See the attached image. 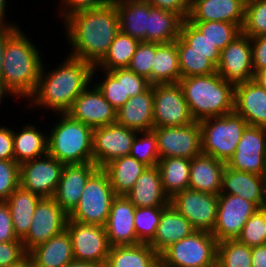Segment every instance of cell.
I'll use <instances>...</instances> for the list:
<instances>
[{"instance_id":"cell-28","label":"cell","mask_w":266,"mask_h":267,"mask_svg":"<svg viewBox=\"0 0 266 267\" xmlns=\"http://www.w3.org/2000/svg\"><path fill=\"white\" fill-rule=\"evenodd\" d=\"M33 267H63L74 259L71 236L67 229L28 252Z\"/></svg>"},{"instance_id":"cell-29","label":"cell","mask_w":266,"mask_h":267,"mask_svg":"<svg viewBox=\"0 0 266 267\" xmlns=\"http://www.w3.org/2000/svg\"><path fill=\"white\" fill-rule=\"evenodd\" d=\"M194 227L171 204L162 212L153 240L149 245L160 255L171 244L191 235Z\"/></svg>"},{"instance_id":"cell-3","label":"cell","mask_w":266,"mask_h":267,"mask_svg":"<svg viewBox=\"0 0 266 267\" xmlns=\"http://www.w3.org/2000/svg\"><path fill=\"white\" fill-rule=\"evenodd\" d=\"M24 32L20 27L7 40L0 79V88L16 101L28 100L34 93L45 63L38 44Z\"/></svg>"},{"instance_id":"cell-20","label":"cell","mask_w":266,"mask_h":267,"mask_svg":"<svg viewBox=\"0 0 266 267\" xmlns=\"http://www.w3.org/2000/svg\"><path fill=\"white\" fill-rule=\"evenodd\" d=\"M98 168L94 162L64 165L53 198L68 215L78 205L88 178Z\"/></svg>"},{"instance_id":"cell-32","label":"cell","mask_w":266,"mask_h":267,"mask_svg":"<svg viewBox=\"0 0 266 267\" xmlns=\"http://www.w3.org/2000/svg\"><path fill=\"white\" fill-rule=\"evenodd\" d=\"M120 31L146 42L149 3L145 0H116Z\"/></svg>"},{"instance_id":"cell-37","label":"cell","mask_w":266,"mask_h":267,"mask_svg":"<svg viewBox=\"0 0 266 267\" xmlns=\"http://www.w3.org/2000/svg\"><path fill=\"white\" fill-rule=\"evenodd\" d=\"M175 42L178 52H197L204 55L216 67L218 66L221 50L190 21H182L179 37Z\"/></svg>"},{"instance_id":"cell-27","label":"cell","mask_w":266,"mask_h":267,"mask_svg":"<svg viewBox=\"0 0 266 267\" xmlns=\"http://www.w3.org/2000/svg\"><path fill=\"white\" fill-rule=\"evenodd\" d=\"M125 196L135 207H167L170 204L157 166L147 167Z\"/></svg>"},{"instance_id":"cell-7","label":"cell","mask_w":266,"mask_h":267,"mask_svg":"<svg viewBox=\"0 0 266 267\" xmlns=\"http://www.w3.org/2000/svg\"><path fill=\"white\" fill-rule=\"evenodd\" d=\"M115 196L107 172L98 168L88 178L79 203L68 218L82 224L105 226Z\"/></svg>"},{"instance_id":"cell-25","label":"cell","mask_w":266,"mask_h":267,"mask_svg":"<svg viewBox=\"0 0 266 267\" xmlns=\"http://www.w3.org/2000/svg\"><path fill=\"white\" fill-rule=\"evenodd\" d=\"M153 85L145 92L129 98L116 110V123L138 132L151 131L154 128Z\"/></svg>"},{"instance_id":"cell-8","label":"cell","mask_w":266,"mask_h":267,"mask_svg":"<svg viewBox=\"0 0 266 267\" xmlns=\"http://www.w3.org/2000/svg\"><path fill=\"white\" fill-rule=\"evenodd\" d=\"M217 243L210 232L196 230L160 254L161 267H216Z\"/></svg>"},{"instance_id":"cell-50","label":"cell","mask_w":266,"mask_h":267,"mask_svg":"<svg viewBox=\"0 0 266 267\" xmlns=\"http://www.w3.org/2000/svg\"><path fill=\"white\" fill-rule=\"evenodd\" d=\"M116 0H59L58 19L63 22L70 15L90 9L101 8L113 4ZM63 19V20H62Z\"/></svg>"},{"instance_id":"cell-43","label":"cell","mask_w":266,"mask_h":267,"mask_svg":"<svg viewBox=\"0 0 266 267\" xmlns=\"http://www.w3.org/2000/svg\"><path fill=\"white\" fill-rule=\"evenodd\" d=\"M166 207H136L134 227L137 240L149 244L155 237L160 217Z\"/></svg>"},{"instance_id":"cell-22","label":"cell","mask_w":266,"mask_h":267,"mask_svg":"<svg viewBox=\"0 0 266 267\" xmlns=\"http://www.w3.org/2000/svg\"><path fill=\"white\" fill-rule=\"evenodd\" d=\"M244 0H190L188 21H219L237 24L245 20Z\"/></svg>"},{"instance_id":"cell-31","label":"cell","mask_w":266,"mask_h":267,"mask_svg":"<svg viewBox=\"0 0 266 267\" xmlns=\"http://www.w3.org/2000/svg\"><path fill=\"white\" fill-rule=\"evenodd\" d=\"M106 265L109 267H161L160 255L147 243L112 246Z\"/></svg>"},{"instance_id":"cell-11","label":"cell","mask_w":266,"mask_h":267,"mask_svg":"<svg viewBox=\"0 0 266 267\" xmlns=\"http://www.w3.org/2000/svg\"><path fill=\"white\" fill-rule=\"evenodd\" d=\"M170 204L195 230L212 233L217 221L218 195L185 189L174 194Z\"/></svg>"},{"instance_id":"cell-54","label":"cell","mask_w":266,"mask_h":267,"mask_svg":"<svg viewBox=\"0 0 266 267\" xmlns=\"http://www.w3.org/2000/svg\"><path fill=\"white\" fill-rule=\"evenodd\" d=\"M151 6L168 10L187 20L190 12V0H145Z\"/></svg>"},{"instance_id":"cell-62","label":"cell","mask_w":266,"mask_h":267,"mask_svg":"<svg viewBox=\"0 0 266 267\" xmlns=\"http://www.w3.org/2000/svg\"><path fill=\"white\" fill-rule=\"evenodd\" d=\"M9 267H33V263L27 256L21 263Z\"/></svg>"},{"instance_id":"cell-47","label":"cell","mask_w":266,"mask_h":267,"mask_svg":"<svg viewBox=\"0 0 266 267\" xmlns=\"http://www.w3.org/2000/svg\"><path fill=\"white\" fill-rule=\"evenodd\" d=\"M181 78L197 75H210L217 67L204 55L197 52H178Z\"/></svg>"},{"instance_id":"cell-2","label":"cell","mask_w":266,"mask_h":267,"mask_svg":"<svg viewBox=\"0 0 266 267\" xmlns=\"http://www.w3.org/2000/svg\"><path fill=\"white\" fill-rule=\"evenodd\" d=\"M43 64L34 93L28 98L27 109L66 113L74 100L92 83L94 66L67 55L52 70ZM48 71V72H47ZM29 107V108H28Z\"/></svg>"},{"instance_id":"cell-57","label":"cell","mask_w":266,"mask_h":267,"mask_svg":"<svg viewBox=\"0 0 266 267\" xmlns=\"http://www.w3.org/2000/svg\"><path fill=\"white\" fill-rule=\"evenodd\" d=\"M252 267H266V244L251 248Z\"/></svg>"},{"instance_id":"cell-56","label":"cell","mask_w":266,"mask_h":267,"mask_svg":"<svg viewBox=\"0 0 266 267\" xmlns=\"http://www.w3.org/2000/svg\"><path fill=\"white\" fill-rule=\"evenodd\" d=\"M2 125V126H1ZM0 125V160H14L13 129Z\"/></svg>"},{"instance_id":"cell-10","label":"cell","mask_w":266,"mask_h":267,"mask_svg":"<svg viewBox=\"0 0 266 267\" xmlns=\"http://www.w3.org/2000/svg\"><path fill=\"white\" fill-rule=\"evenodd\" d=\"M159 157L192 159L202 154L201 126L194 121L186 126L154 127Z\"/></svg>"},{"instance_id":"cell-48","label":"cell","mask_w":266,"mask_h":267,"mask_svg":"<svg viewBox=\"0 0 266 267\" xmlns=\"http://www.w3.org/2000/svg\"><path fill=\"white\" fill-rule=\"evenodd\" d=\"M156 43L140 42L131 62L127 67L130 71L146 78L151 84V68L154 61Z\"/></svg>"},{"instance_id":"cell-49","label":"cell","mask_w":266,"mask_h":267,"mask_svg":"<svg viewBox=\"0 0 266 267\" xmlns=\"http://www.w3.org/2000/svg\"><path fill=\"white\" fill-rule=\"evenodd\" d=\"M20 165L14 160H0V201H6L20 186Z\"/></svg>"},{"instance_id":"cell-51","label":"cell","mask_w":266,"mask_h":267,"mask_svg":"<svg viewBox=\"0 0 266 267\" xmlns=\"http://www.w3.org/2000/svg\"><path fill=\"white\" fill-rule=\"evenodd\" d=\"M28 256L22 241L0 243V267L21 263Z\"/></svg>"},{"instance_id":"cell-59","label":"cell","mask_w":266,"mask_h":267,"mask_svg":"<svg viewBox=\"0 0 266 267\" xmlns=\"http://www.w3.org/2000/svg\"><path fill=\"white\" fill-rule=\"evenodd\" d=\"M8 0H0V29L11 28V27H20L15 22H8L6 18V13L8 12L6 9Z\"/></svg>"},{"instance_id":"cell-55","label":"cell","mask_w":266,"mask_h":267,"mask_svg":"<svg viewBox=\"0 0 266 267\" xmlns=\"http://www.w3.org/2000/svg\"><path fill=\"white\" fill-rule=\"evenodd\" d=\"M254 73L266 69V35L250 37Z\"/></svg>"},{"instance_id":"cell-41","label":"cell","mask_w":266,"mask_h":267,"mask_svg":"<svg viewBox=\"0 0 266 267\" xmlns=\"http://www.w3.org/2000/svg\"><path fill=\"white\" fill-rule=\"evenodd\" d=\"M251 247L235 240L217 243L216 267H252Z\"/></svg>"},{"instance_id":"cell-6","label":"cell","mask_w":266,"mask_h":267,"mask_svg":"<svg viewBox=\"0 0 266 267\" xmlns=\"http://www.w3.org/2000/svg\"><path fill=\"white\" fill-rule=\"evenodd\" d=\"M199 122L202 153L227 163L234 155L248 123L235 112L223 116L209 117Z\"/></svg>"},{"instance_id":"cell-44","label":"cell","mask_w":266,"mask_h":267,"mask_svg":"<svg viewBox=\"0 0 266 267\" xmlns=\"http://www.w3.org/2000/svg\"><path fill=\"white\" fill-rule=\"evenodd\" d=\"M129 155L148 167L157 166L160 157L154 131L137 132Z\"/></svg>"},{"instance_id":"cell-61","label":"cell","mask_w":266,"mask_h":267,"mask_svg":"<svg viewBox=\"0 0 266 267\" xmlns=\"http://www.w3.org/2000/svg\"><path fill=\"white\" fill-rule=\"evenodd\" d=\"M253 80L266 89V69L256 71Z\"/></svg>"},{"instance_id":"cell-19","label":"cell","mask_w":266,"mask_h":267,"mask_svg":"<svg viewBox=\"0 0 266 267\" xmlns=\"http://www.w3.org/2000/svg\"><path fill=\"white\" fill-rule=\"evenodd\" d=\"M66 113L92 129L116 123V109L93 83L74 100Z\"/></svg>"},{"instance_id":"cell-40","label":"cell","mask_w":266,"mask_h":267,"mask_svg":"<svg viewBox=\"0 0 266 267\" xmlns=\"http://www.w3.org/2000/svg\"><path fill=\"white\" fill-rule=\"evenodd\" d=\"M97 71L102 73L101 80L92 81L97 89L102 93L104 98L110 105L118 110L129 98H124L123 88V68H116L110 71L98 69L96 66L93 68L92 77L99 75Z\"/></svg>"},{"instance_id":"cell-63","label":"cell","mask_w":266,"mask_h":267,"mask_svg":"<svg viewBox=\"0 0 266 267\" xmlns=\"http://www.w3.org/2000/svg\"><path fill=\"white\" fill-rule=\"evenodd\" d=\"M8 96H10L9 94H7L4 90H2L0 88V105L2 106V102L5 101V97L6 99H8Z\"/></svg>"},{"instance_id":"cell-5","label":"cell","mask_w":266,"mask_h":267,"mask_svg":"<svg viewBox=\"0 0 266 267\" xmlns=\"http://www.w3.org/2000/svg\"><path fill=\"white\" fill-rule=\"evenodd\" d=\"M48 133V154L64 164L93 162V130L71 118L67 113H55Z\"/></svg>"},{"instance_id":"cell-26","label":"cell","mask_w":266,"mask_h":267,"mask_svg":"<svg viewBox=\"0 0 266 267\" xmlns=\"http://www.w3.org/2000/svg\"><path fill=\"white\" fill-rule=\"evenodd\" d=\"M225 165V162L203 153L193 157L188 189L219 195Z\"/></svg>"},{"instance_id":"cell-64","label":"cell","mask_w":266,"mask_h":267,"mask_svg":"<svg viewBox=\"0 0 266 267\" xmlns=\"http://www.w3.org/2000/svg\"><path fill=\"white\" fill-rule=\"evenodd\" d=\"M100 267H109V266H107L106 264H103V265H101Z\"/></svg>"},{"instance_id":"cell-14","label":"cell","mask_w":266,"mask_h":267,"mask_svg":"<svg viewBox=\"0 0 266 267\" xmlns=\"http://www.w3.org/2000/svg\"><path fill=\"white\" fill-rule=\"evenodd\" d=\"M66 229L71 236L74 259L106 264L111 246L104 225L82 224L68 218Z\"/></svg>"},{"instance_id":"cell-30","label":"cell","mask_w":266,"mask_h":267,"mask_svg":"<svg viewBox=\"0 0 266 267\" xmlns=\"http://www.w3.org/2000/svg\"><path fill=\"white\" fill-rule=\"evenodd\" d=\"M37 126L28 123L21 131L13 129L14 161L19 165L48 154V133Z\"/></svg>"},{"instance_id":"cell-16","label":"cell","mask_w":266,"mask_h":267,"mask_svg":"<svg viewBox=\"0 0 266 267\" xmlns=\"http://www.w3.org/2000/svg\"><path fill=\"white\" fill-rule=\"evenodd\" d=\"M68 214L53 197L36 205L28 234L21 240L27 252L66 229Z\"/></svg>"},{"instance_id":"cell-45","label":"cell","mask_w":266,"mask_h":267,"mask_svg":"<svg viewBox=\"0 0 266 267\" xmlns=\"http://www.w3.org/2000/svg\"><path fill=\"white\" fill-rule=\"evenodd\" d=\"M237 240L248 247L266 244V208H258L245 223Z\"/></svg>"},{"instance_id":"cell-23","label":"cell","mask_w":266,"mask_h":267,"mask_svg":"<svg viewBox=\"0 0 266 267\" xmlns=\"http://www.w3.org/2000/svg\"><path fill=\"white\" fill-rule=\"evenodd\" d=\"M220 194L236 195L254 203L258 208H264L266 176L233 170L225 165Z\"/></svg>"},{"instance_id":"cell-46","label":"cell","mask_w":266,"mask_h":267,"mask_svg":"<svg viewBox=\"0 0 266 267\" xmlns=\"http://www.w3.org/2000/svg\"><path fill=\"white\" fill-rule=\"evenodd\" d=\"M242 32L249 37L266 35V0L246 2Z\"/></svg>"},{"instance_id":"cell-60","label":"cell","mask_w":266,"mask_h":267,"mask_svg":"<svg viewBox=\"0 0 266 267\" xmlns=\"http://www.w3.org/2000/svg\"><path fill=\"white\" fill-rule=\"evenodd\" d=\"M101 264L94 261L76 260L73 259L63 267H100Z\"/></svg>"},{"instance_id":"cell-1","label":"cell","mask_w":266,"mask_h":267,"mask_svg":"<svg viewBox=\"0 0 266 267\" xmlns=\"http://www.w3.org/2000/svg\"><path fill=\"white\" fill-rule=\"evenodd\" d=\"M68 55L96 66L120 31L116 4L74 13L63 21ZM72 46V47H71Z\"/></svg>"},{"instance_id":"cell-38","label":"cell","mask_w":266,"mask_h":267,"mask_svg":"<svg viewBox=\"0 0 266 267\" xmlns=\"http://www.w3.org/2000/svg\"><path fill=\"white\" fill-rule=\"evenodd\" d=\"M191 159L166 157L158 161L164 192L171 198L189 187Z\"/></svg>"},{"instance_id":"cell-24","label":"cell","mask_w":266,"mask_h":267,"mask_svg":"<svg viewBox=\"0 0 266 267\" xmlns=\"http://www.w3.org/2000/svg\"><path fill=\"white\" fill-rule=\"evenodd\" d=\"M234 112L249 126L266 128V89L254 80L234 87Z\"/></svg>"},{"instance_id":"cell-36","label":"cell","mask_w":266,"mask_h":267,"mask_svg":"<svg viewBox=\"0 0 266 267\" xmlns=\"http://www.w3.org/2000/svg\"><path fill=\"white\" fill-rule=\"evenodd\" d=\"M181 79L176 42L156 43L154 61L151 68V85L178 83Z\"/></svg>"},{"instance_id":"cell-17","label":"cell","mask_w":266,"mask_h":267,"mask_svg":"<svg viewBox=\"0 0 266 267\" xmlns=\"http://www.w3.org/2000/svg\"><path fill=\"white\" fill-rule=\"evenodd\" d=\"M226 165L233 170L266 176V128L248 125Z\"/></svg>"},{"instance_id":"cell-12","label":"cell","mask_w":266,"mask_h":267,"mask_svg":"<svg viewBox=\"0 0 266 267\" xmlns=\"http://www.w3.org/2000/svg\"><path fill=\"white\" fill-rule=\"evenodd\" d=\"M217 73L233 87L254 79L249 36L241 32L221 51Z\"/></svg>"},{"instance_id":"cell-21","label":"cell","mask_w":266,"mask_h":267,"mask_svg":"<svg viewBox=\"0 0 266 267\" xmlns=\"http://www.w3.org/2000/svg\"><path fill=\"white\" fill-rule=\"evenodd\" d=\"M135 210V205L124 195H116L112 200L105 225L111 247L140 243L137 240L134 227Z\"/></svg>"},{"instance_id":"cell-42","label":"cell","mask_w":266,"mask_h":267,"mask_svg":"<svg viewBox=\"0 0 266 267\" xmlns=\"http://www.w3.org/2000/svg\"><path fill=\"white\" fill-rule=\"evenodd\" d=\"M206 35L221 51L237 37L242 29L234 23L219 21H190Z\"/></svg>"},{"instance_id":"cell-9","label":"cell","mask_w":266,"mask_h":267,"mask_svg":"<svg viewBox=\"0 0 266 267\" xmlns=\"http://www.w3.org/2000/svg\"><path fill=\"white\" fill-rule=\"evenodd\" d=\"M154 127L186 126L192 118L179 83L154 84Z\"/></svg>"},{"instance_id":"cell-34","label":"cell","mask_w":266,"mask_h":267,"mask_svg":"<svg viewBox=\"0 0 266 267\" xmlns=\"http://www.w3.org/2000/svg\"><path fill=\"white\" fill-rule=\"evenodd\" d=\"M147 167L144 163L127 155L113 159L103 169L109 176L115 195L125 196Z\"/></svg>"},{"instance_id":"cell-4","label":"cell","mask_w":266,"mask_h":267,"mask_svg":"<svg viewBox=\"0 0 266 267\" xmlns=\"http://www.w3.org/2000/svg\"><path fill=\"white\" fill-rule=\"evenodd\" d=\"M178 83L195 121L234 112V87L217 72L181 78Z\"/></svg>"},{"instance_id":"cell-58","label":"cell","mask_w":266,"mask_h":267,"mask_svg":"<svg viewBox=\"0 0 266 267\" xmlns=\"http://www.w3.org/2000/svg\"><path fill=\"white\" fill-rule=\"evenodd\" d=\"M19 28L20 27H11V28L0 29V79L2 73L3 56H4V49L6 46V42Z\"/></svg>"},{"instance_id":"cell-33","label":"cell","mask_w":266,"mask_h":267,"mask_svg":"<svg viewBox=\"0 0 266 267\" xmlns=\"http://www.w3.org/2000/svg\"><path fill=\"white\" fill-rule=\"evenodd\" d=\"M183 19L175 12L159 9L149 4L146 42L166 44L179 37Z\"/></svg>"},{"instance_id":"cell-15","label":"cell","mask_w":266,"mask_h":267,"mask_svg":"<svg viewBox=\"0 0 266 267\" xmlns=\"http://www.w3.org/2000/svg\"><path fill=\"white\" fill-rule=\"evenodd\" d=\"M64 163L49 154L20 165V186L41 198L53 197Z\"/></svg>"},{"instance_id":"cell-39","label":"cell","mask_w":266,"mask_h":267,"mask_svg":"<svg viewBox=\"0 0 266 267\" xmlns=\"http://www.w3.org/2000/svg\"><path fill=\"white\" fill-rule=\"evenodd\" d=\"M140 41L119 31L112 41L107 54L96 65L100 70L110 71L116 68H127Z\"/></svg>"},{"instance_id":"cell-13","label":"cell","mask_w":266,"mask_h":267,"mask_svg":"<svg viewBox=\"0 0 266 267\" xmlns=\"http://www.w3.org/2000/svg\"><path fill=\"white\" fill-rule=\"evenodd\" d=\"M257 209L254 203L242 197L219 194L217 221L211 234L217 242L237 239L245 223Z\"/></svg>"},{"instance_id":"cell-52","label":"cell","mask_w":266,"mask_h":267,"mask_svg":"<svg viewBox=\"0 0 266 267\" xmlns=\"http://www.w3.org/2000/svg\"><path fill=\"white\" fill-rule=\"evenodd\" d=\"M151 86L150 82L130 71L128 68H123V88L124 98H131L145 92Z\"/></svg>"},{"instance_id":"cell-53","label":"cell","mask_w":266,"mask_h":267,"mask_svg":"<svg viewBox=\"0 0 266 267\" xmlns=\"http://www.w3.org/2000/svg\"><path fill=\"white\" fill-rule=\"evenodd\" d=\"M21 241L17 238L11 219V212L6 201H0V243Z\"/></svg>"},{"instance_id":"cell-35","label":"cell","mask_w":266,"mask_h":267,"mask_svg":"<svg viewBox=\"0 0 266 267\" xmlns=\"http://www.w3.org/2000/svg\"><path fill=\"white\" fill-rule=\"evenodd\" d=\"M40 199L41 197L37 194L19 186L6 200L11 212L14 232L19 240H22L28 234L32 216Z\"/></svg>"},{"instance_id":"cell-18","label":"cell","mask_w":266,"mask_h":267,"mask_svg":"<svg viewBox=\"0 0 266 267\" xmlns=\"http://www.w3.org/2000/svg\"><path fill=\"white\" fill-rule=\"evenodd\" d=\"M138 131L117 123L93 130V162L103 168L115 158L130 154Z\"/></svg>"}]
</instances>
